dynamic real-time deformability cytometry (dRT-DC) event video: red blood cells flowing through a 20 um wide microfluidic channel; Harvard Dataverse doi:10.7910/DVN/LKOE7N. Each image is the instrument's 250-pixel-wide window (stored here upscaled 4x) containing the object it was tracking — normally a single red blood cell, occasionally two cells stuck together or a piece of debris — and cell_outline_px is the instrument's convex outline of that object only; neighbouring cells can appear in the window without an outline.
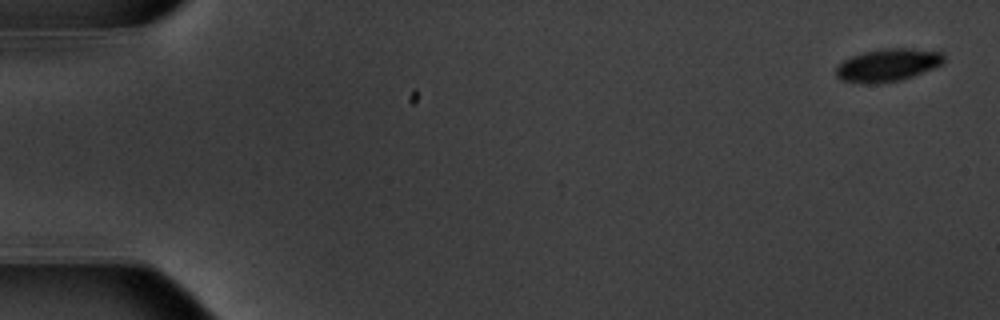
{"species": "common noctule bat (a hibernating species)", "species_latin": "Nyctalus noctula", "temperature_condition": "warm", "stored_images_in_passage": 4, "camera_frame_rate_fps": 3000, "um_per_image_px": 0.085, "animal": {"sex": "male", "body_mass_g": 20.1, "forearm_length_mm": 53.5}, "frame": {"image": 1, "passage_image": 1, "time_ms": 0.0, "image_size_px": [1000, 320], "cell_outline_px": [[944, 64], [912, 76], [900, 80], [880, 84], [864, 84], [840, 80], [836, 76], [836, 68], [844, 60], [852, 56], [864, 52], [884, 48], [912, 48], [944, 52]], "centroid_in_image_um": [75.47, 5.54], "position_along_channel_um": 9.5, "area_um2": 20.75}}